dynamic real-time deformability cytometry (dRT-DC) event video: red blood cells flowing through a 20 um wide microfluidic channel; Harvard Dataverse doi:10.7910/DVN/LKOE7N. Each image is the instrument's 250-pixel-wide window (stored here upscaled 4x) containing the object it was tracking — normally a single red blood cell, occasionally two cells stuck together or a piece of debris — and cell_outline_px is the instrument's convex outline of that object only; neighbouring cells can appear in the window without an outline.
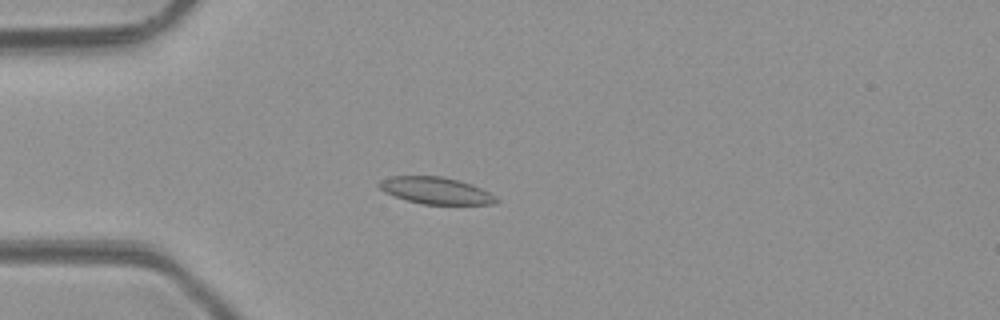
{"species": "common noctule bat (a hibernating species)", "species_latin": "Nyctalus noctula", "temperature_condition": "room temperature", "stored_images_in_passage": 1, "camera_frame_rate_fps": 3000, "um_per_image_px": 0.085, "animal": {"sex": "male", "body_mass_g": 23.1, "forearm_length_mm": 52.7}, "frame": {"image": 1, "passage_image": 1, "time_ms": 0.0, "image_size_px": [1000, 320], "cell_outline_px": [[500, 200], [496, 204], [424, 204], [408, 200], [384, 192], [376, 184], [380, 180], [392, 176], [440, 176], [472, 184], [496, 196]], "centroid_in_image_um": [37.05, 16.2], "position_along_channel_um": 48.0, "area_um2": 18.15}}